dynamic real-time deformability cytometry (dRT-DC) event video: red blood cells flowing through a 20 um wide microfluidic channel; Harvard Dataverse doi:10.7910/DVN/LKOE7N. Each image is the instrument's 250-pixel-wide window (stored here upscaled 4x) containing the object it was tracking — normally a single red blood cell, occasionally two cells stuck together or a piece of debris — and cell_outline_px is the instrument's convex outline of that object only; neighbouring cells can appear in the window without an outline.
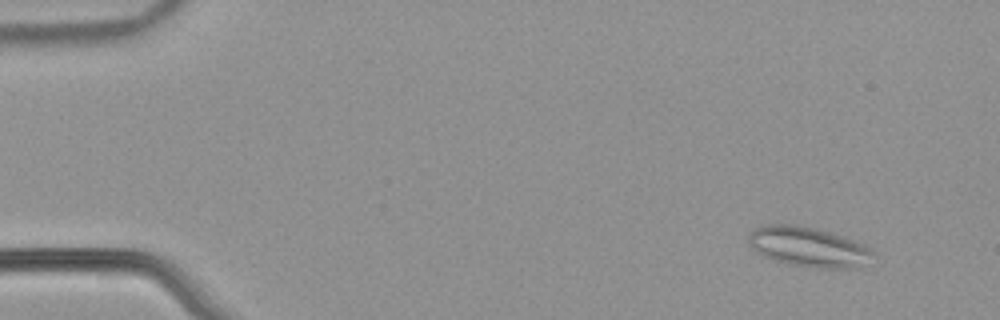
{"species": "common noctule bat (a hibernating species)", "species_latin": "Nyctalus noctula", "temperature_condition": "warm", "stored_images_in_passage": 56, "camera_frame_rate_fps": 3000, "um_per_image_px": 0.085, "animal": {"sex": "male", "body_mass_g": 21.5, "forearm_length_mm": 52.0}, "frame": {"image": 1, "passage_image": 6, "time_ms": 1.667, "image_size_px": [1000, 320], "cell_outline_px": [[872, 252], [860, 268], [820, 268], [788, 264], [772, 260], [756, 252], [748, 244], [748, 236], [752, 228], [764, 224], [796, 224], [816, 228], [832, 232], [860, 244], [868, 248]], "centroid_in_image_um": [68.59, 20.97], "position_along_channel_um": 16.4, "area_um2": 28.78}}
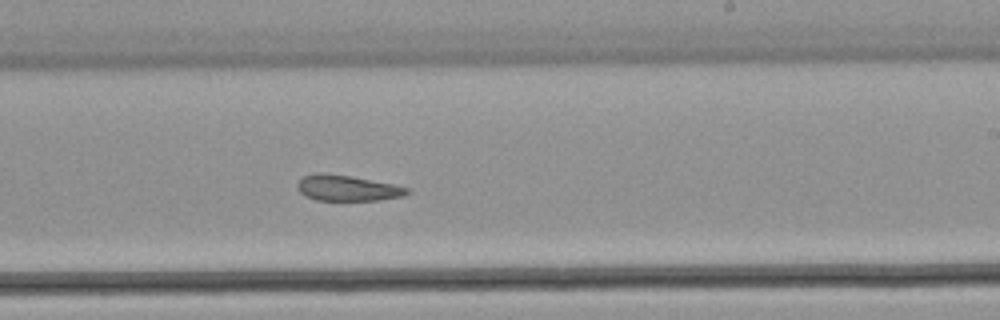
{"frame": {"image": 2, "passage_image": 35, "time_ms": 11.333, "image_size_px": [1000, 320], "cell_outline_px": [[408, 192], [404, 196], [380, 200], [316, 200], [304, 196], [296, 188], [296, 184], [304, 176], [348, 176], [392, 184], [408, 188]], "centroid_in_image_um": [29.55, 16.04], "position_along_channel_um": 259.5, "area_um2": 15.61}}
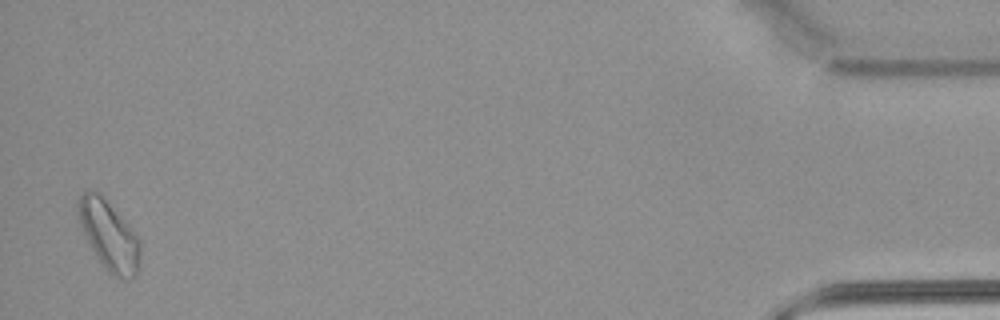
{"frame": {"image": 3, "passage_image": 55, "time_ms": 18.0, "image_size_px": [1000, 320], "cell_outline_px": [[140, 260], [136, 272], [128, 280], [116, 276], [108, 272], [92, 248], [84, 232], [80, 220], [76, 204], [80, 196], [84, 192], [100, 192], [140, 240]], "centroid_in_image_um": [9.27, 20.0], "position_along_channel_um": 425.9, "area_um2": 24.16}, "authors_computed_cell_mechanics": {"area_um2": 20.0277, "velocity_mm_per_s": 3.7964, "shape_relaxation_time_tau1_ms": null, "shape_relaxation_time_tau2_ms": 10.0557, "deformation_change_tau1": null, "deformation_change_tau2": 0.1508}}